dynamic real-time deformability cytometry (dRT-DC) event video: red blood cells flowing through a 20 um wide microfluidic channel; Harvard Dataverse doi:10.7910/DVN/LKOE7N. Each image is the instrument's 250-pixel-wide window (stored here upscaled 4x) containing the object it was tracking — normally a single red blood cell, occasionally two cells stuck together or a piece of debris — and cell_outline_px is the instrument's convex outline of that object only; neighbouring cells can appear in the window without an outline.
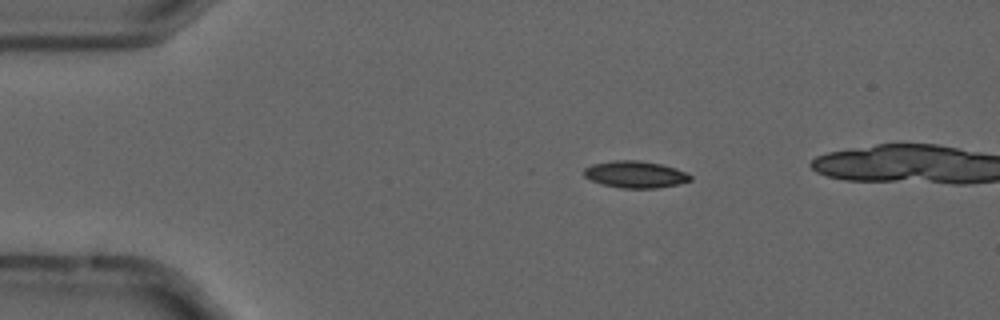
{"species": "common noctule bat (a hibernating species)", "species_latin": "Nyctalus noctula", "temperature_condition": "cold", "stored_images_in_passage": 4, "camera_frame_rate_fps": 3000, "um_per_image_px": 0.085, "animal": {"sex": "male", "forearm_length_mm": 52.5}, "frame": {"image": 1, "passage_image": 3, "time_ms": 0.667, "image_size_px": [1000, 320], "cell_outline_px": [[692, 180], [680, 184], [656, 188], [620, 188], [604, 184], [592, 180], [584, 176], [584, 168], [592, 164], [612, 160], [640, 160], [660, 164], [676, 168], [692, 176]], "centroid_in_image_um": [54.01, 14.82], "position_along_channel_um": 31.0, "area_um2": 16.65}}